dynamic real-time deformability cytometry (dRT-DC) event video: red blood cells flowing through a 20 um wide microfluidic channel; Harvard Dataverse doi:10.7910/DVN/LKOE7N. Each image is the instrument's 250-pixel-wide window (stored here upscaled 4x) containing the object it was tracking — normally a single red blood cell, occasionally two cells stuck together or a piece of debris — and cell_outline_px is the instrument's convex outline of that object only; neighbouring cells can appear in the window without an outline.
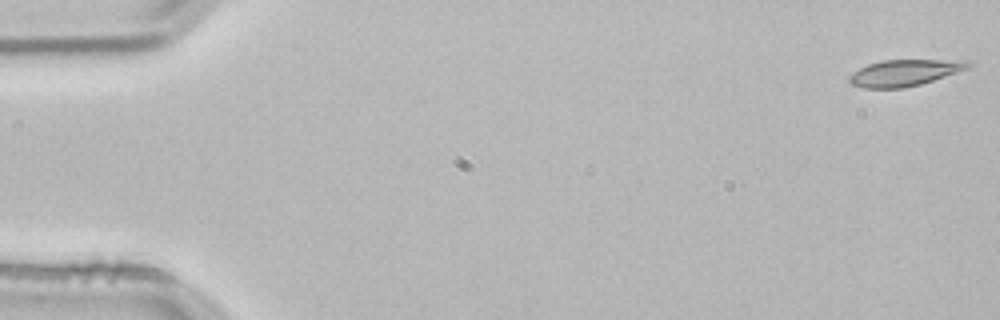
{"species": "common noctule bat (a hibernating species)", "species_latin": "Nyctalus noctula", "temperature_condition": "room temperature", "stored_images_in_passage": 4, "camera_frame_rate_fps": 3000, "um_per_image_px": 0.085, "animal": {"sex": "male", "body_mass_g": 21.5, "forearm_length_mm": 52.0}, "frame": {"image": 1, "passage_image": 1, "time_ms": 0.0, "image_size_px": [1000, 320], "cell_outline_px": [[972, 64], [968, 68], [920, 84], [904, 88], [864, 88], [852, 84], [848, 80], [848, 76], [852, 72], [868, 64], [884, 60], [972, 60]], "centroid_in_image_um": [76.87, 6.18], "position_along_channel_um": 8.1, "area_um2": 18.15}}